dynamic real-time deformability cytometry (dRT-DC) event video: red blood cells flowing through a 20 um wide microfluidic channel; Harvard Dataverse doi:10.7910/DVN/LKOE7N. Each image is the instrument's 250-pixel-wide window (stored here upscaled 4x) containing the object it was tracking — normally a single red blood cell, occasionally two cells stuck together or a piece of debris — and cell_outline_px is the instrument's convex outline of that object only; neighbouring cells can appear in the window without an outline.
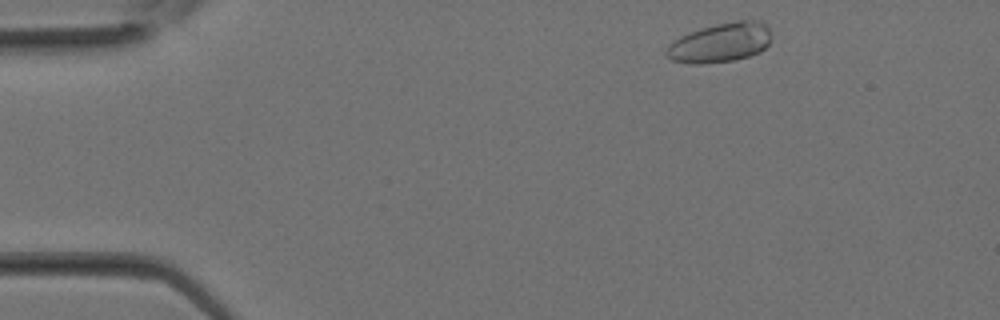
{"species": "Egyptian fruit bat (a non-hibernating species)", "species_latin": "Rousettus aegyptiacus", "temperature_condition": "room temperature", "stored_images_in_passage": 29, "camera_frame_rate_fps": 3000, "um_per_image_px": 0.085, "animal": {"sex": "female"}, "frame": {"image": 1, "passage_image": 1, "time_ms": 0.0, "image_size_px": [1000, 320], "cell_outline_px": [[772, 36], [768, 44], [760, 52], [748, 56], [732, 60], [700, 64], [688, 64], [672, 60], [664, 56], [664, 52], [668, 44], [680, 36], [700, 28], [716, 24], [736, 20], [764, 20], [768, 24]], "centroid_in_image_um": [61.23, 3.61], "position_along_channel_um": 23.8, "area_um2": 24.51}}
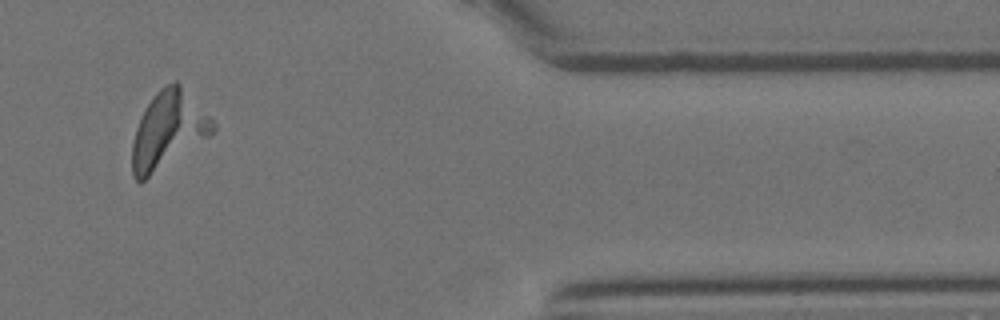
{"frame": {"image": 2, "passage_image": 24, "time_ms": 7.667, "image_size_px": [1000, 320], "cell_outline_px": [[216, 128], [208, 136], [140, 184], [132, 176], [132, 144], [136, 128], [140, 116], [156, 92], [160, 88], [176, 80], [180, 84], [216, 124]], "centroid_in_image_um": [14.25, 11.08], "position_along_channel_um": 397.2, "area_um2": 35.43}}